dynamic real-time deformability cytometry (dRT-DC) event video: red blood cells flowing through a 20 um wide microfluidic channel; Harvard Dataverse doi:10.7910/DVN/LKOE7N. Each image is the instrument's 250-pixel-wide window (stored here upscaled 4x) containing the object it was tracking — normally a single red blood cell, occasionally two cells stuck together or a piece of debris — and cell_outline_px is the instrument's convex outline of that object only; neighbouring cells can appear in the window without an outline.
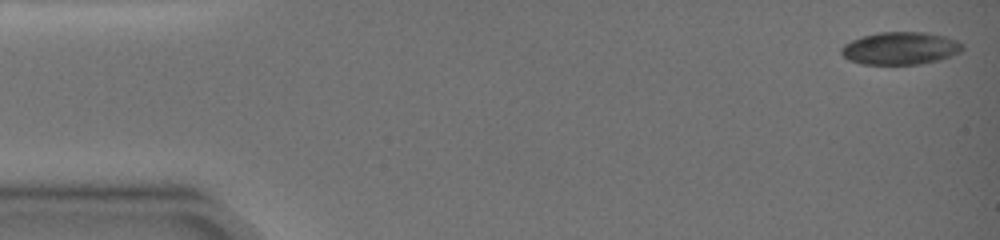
{"species": "common noctule bat (a hibernating species)", "species_latin": "Nyctalus noctula", "temperature_condition": "warm", "stored_images_in_passage": 11, "camera_frame_rate_fps": 3000, "um_per_image_px": 0.085, "animal": {"sex": "female", "body_mass_g": 19.0, "forearm_length_mm": 51.5}, "frame": {"image": 1, "passage_image": 1, "time_ms": 0.0, "image_size_px": [1000, 240], "cell_outline_px": [[964, 48], [960, 52], [940, 60], [920, 64], [860, 64], [848, 60], [840, 52], [840, 48], [844, 44], [852, 40], [864, 36], [880, 32], [928, 32], [944, 36], [956, 40], [964, 44]], "centroid_in_image_um": [76.54, 4.11], "position_along_channel_um": 8.5, "area_um2": 23.12}}